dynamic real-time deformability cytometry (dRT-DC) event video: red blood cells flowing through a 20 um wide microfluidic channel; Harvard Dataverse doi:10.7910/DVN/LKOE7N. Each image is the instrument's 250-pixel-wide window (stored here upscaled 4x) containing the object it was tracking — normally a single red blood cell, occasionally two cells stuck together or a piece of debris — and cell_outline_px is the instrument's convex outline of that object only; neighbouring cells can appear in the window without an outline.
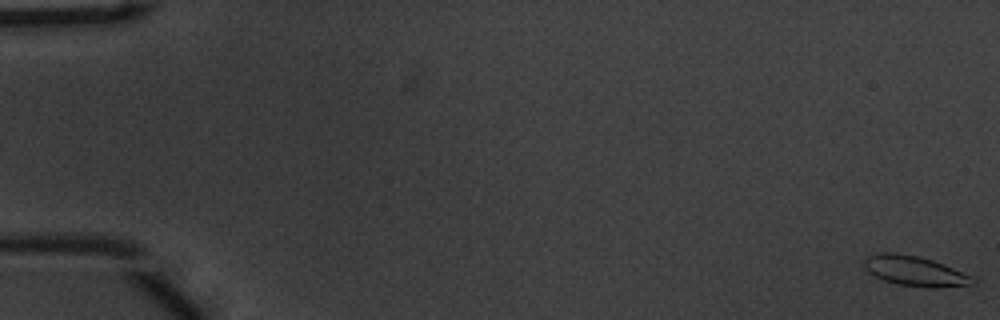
{"species": "common noctule bat (a hibernating species)", "species_latin": "Nyctalus noctula", "temperature_condition": "warm", "stored_images_in_passage": 55, "camera_frame_rate_fps": 3000, "um_per_image_px": 0.085, "animal": {"sex": "male", "body_mass_g": 20.1, "forearm_length_mm": 53.5}, "frame": {"image": 1, "passage_image": 1, "time_ms": 0.0, "image_size_px": [1000, 320], "cell_outline_px": [[976, 284], [940, 288], [932, 288], [896, 284], [884, 280], [868, 272], [864, 268], [864, 260], [868, 256], [880, 252], [892, 252], [916, 256], [932, 260], [972, 276], [976, 280]], "centroid_in_image_um": [77.77, 23.05], "position_along_channel_um": 7.2, "area_um2": 18.9}}
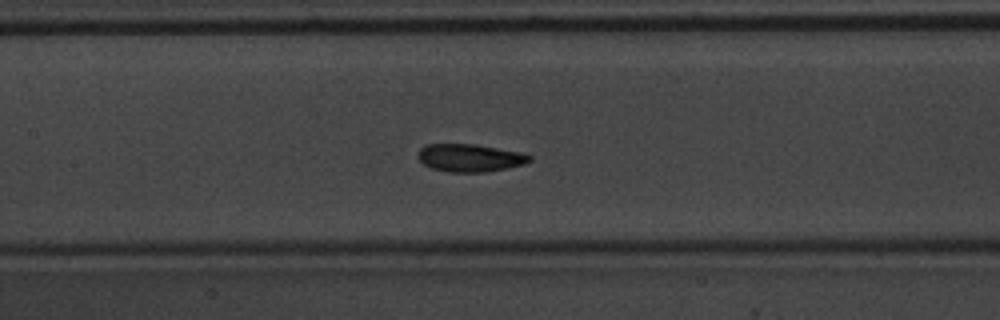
{"frame": {"image": 2, "passage_image": 27, "time_ms": 8.667, "image_size_px": [1000, 320], "cell_outline_px": [[532, 160], [524, 164], [508, 168], [488, 172], [448, 172], [432, 168], [424, 164], [416, 156], [416, 152], [420, 148], [428, 144], [476, 144], [520, 152], [532, 156]], "centroid_in_image_um": [39.93, 13.42], "position_along_channel_um": 167.5, "area_um2": 18.21}}
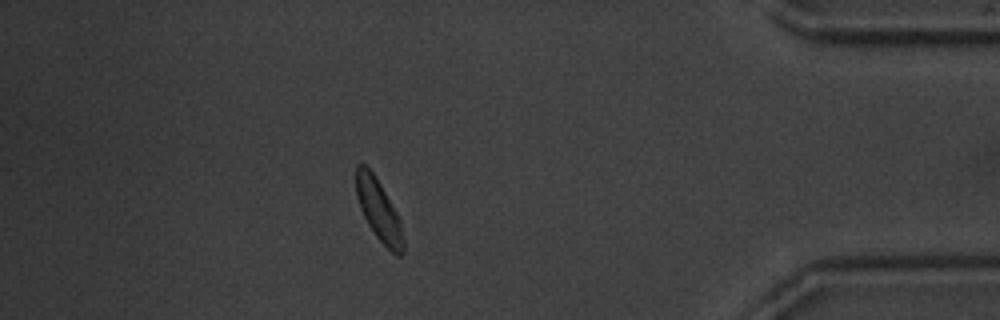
{"frame": {"image": 3, "passage_image": 49, "time_ms": 16.0, "image_size_px": [1000, 320], "cell_outline_px": [[404, 252], [400, 256], [396, 256], [376, 236], [368, 224], [360, 208], [356, 196], [356, 164], [364, 164], [372, 172], [380, 184], [396, 212], [400, 220], [404, 240]], "centroid_in_image_um": [32.2, 17.89], "position_along_channel_um": 403.0, "area_um2": 16.65}, "authors_computed_cell_mechanics": {"area_um2": 17.918, "velocity_mm_per_s": 3.7368, "shape_relaxation_time_tau1_ms": null, "shape_relaxation_time_tau2_ms": 3.9487, "deformation_change_tau1": null, "deformation_change_tau2": 0.103}}